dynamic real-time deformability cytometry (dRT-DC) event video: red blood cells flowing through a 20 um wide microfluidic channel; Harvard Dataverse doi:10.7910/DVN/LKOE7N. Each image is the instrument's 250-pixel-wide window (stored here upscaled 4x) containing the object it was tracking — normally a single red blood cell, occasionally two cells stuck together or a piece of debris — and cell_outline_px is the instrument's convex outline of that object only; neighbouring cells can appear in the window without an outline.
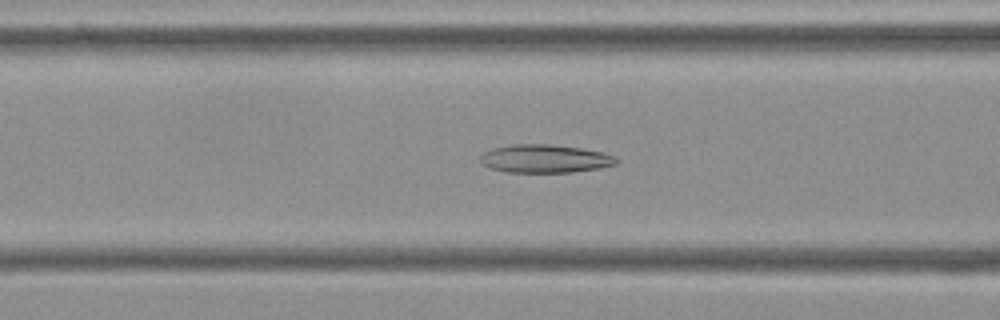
{"species": "Egyptian fruit bat (a non-hibernating species)", "species_latin": "Rousettus aegyptiacus", "temperature_condition": "cold", "stored_images_in_passage": 45, "camera_frame_rate_fps": 3000, "um_per_image_px": 0.085, "frame": {"image": 1, "passage_image": 11, "time_ms": 3.333, "image_size_px": [1000, 320], "cell_outline_px": [[620, 160], [616, 164], [596, 168], [572, 172], [504, 172], [488, 168], [480, 160], [480, 156], [484, 152], [492, 148], [512, 144], [548, 144], [580, 148], [604, 152], [616, 156]], "centroid_in_image_um": [46.31, 13.48], "position_along_channel_um": 120.3, "area_um2": 22.43}}
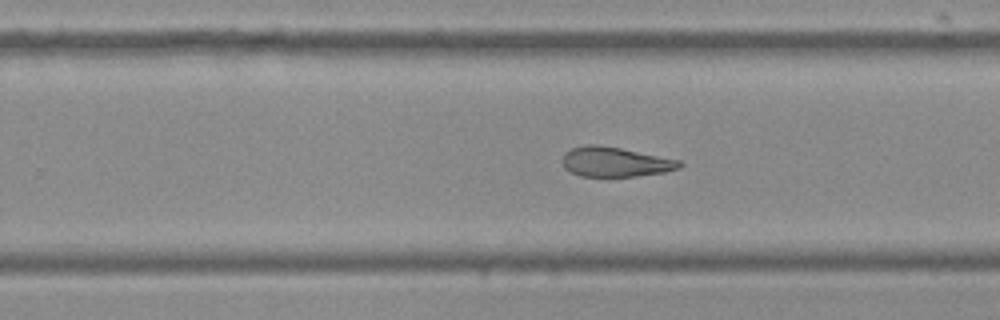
{"frame": {"image": 2, "passage_image": 24, "time_ms": 7.667, "image_size_px": [1000, 320], "cell_outline_px": [[684, 164], [680, 168], [664, 172], [636, 176], [580, 176], [564, 168], [564, 152], [572, 148], [584, 144], [596, 144], [620, 148], [680, 160]], "centroid_in_image_um": [52.3, 13.75], "position_along_channel_um": 277.5, "area_um2": 20.17}}
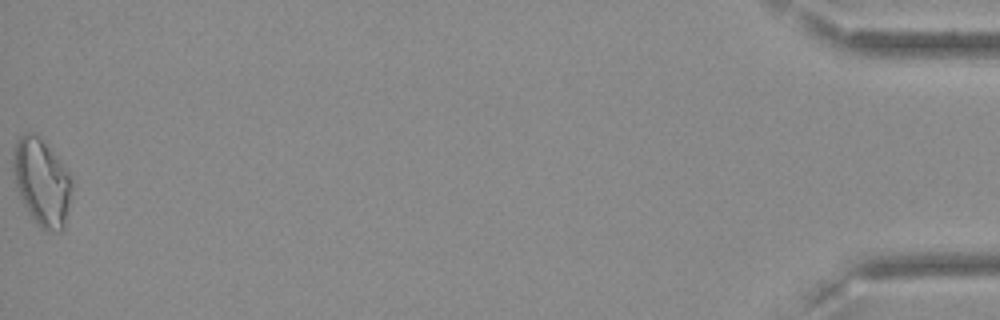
{"frame": {"image": 3, "passage_image": 45, "time_ms": 14.667, "image_size_px": [1000, 320], "cell_outline_px": [[72, 184], [64, 228], [60, 232], [48, 232], [40, 228], [36, 224], [28, 212], [16, 188], [12, 172], [12, 156], [16, 140], [20, 136], [28, 132], [32, 132], [48, 148], [68, 172]], "centroid_in_image_um": [3.51, 15.53], "position_along_channel_um": 431.7, "area_um2": 29.36}, "authors_computed_cell_mechanics": {"area_um2": 22.6576, "velocity_mm_per_s": 3.6226, "shape_relaxation_time_tau1_ms": null, "shape_relaxation_time_tau2_ms": 5.0746, "deformation_change_tau1": null, "deformation_change_tau2": 0.1416}}